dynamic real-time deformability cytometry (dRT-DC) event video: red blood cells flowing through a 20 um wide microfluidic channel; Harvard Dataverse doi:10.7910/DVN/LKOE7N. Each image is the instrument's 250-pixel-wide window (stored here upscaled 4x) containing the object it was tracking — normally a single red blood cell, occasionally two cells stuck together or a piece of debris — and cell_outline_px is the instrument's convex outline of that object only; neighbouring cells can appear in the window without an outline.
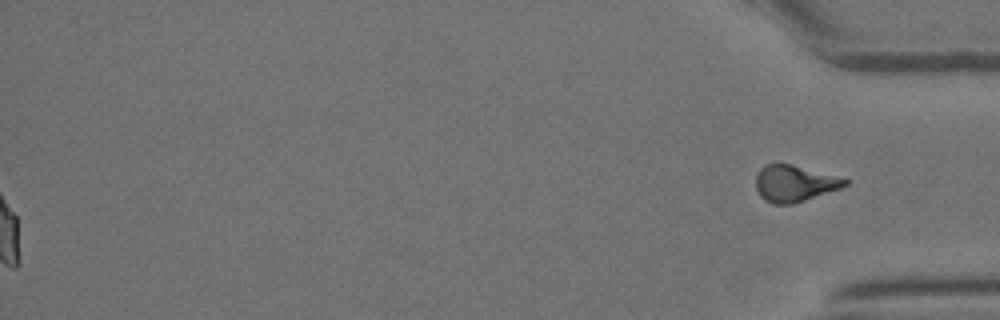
{"species": "Egyptian fruit bat (a non-hibernating species)", "species_latin": "Rousettus aegyptiacus", "temperature_condition": "room temperature", "stored_images_in_passage": 51, "segment_of_instrument_passage": [2, 2], "camera_frame_rate_fps": 3000, "um_per_image_px": 0.085, "animal": {"sex": "female"}, "frame": {"image": 1, "passage_image": 51, "time_ms": 16.667, "image_size_px": [1000, 320], "cell_outline_px": [[848, 184], [840, 188], [792, 204], [772, 204], [764, 200], [760, 196], [756, 188], [756, 176], [760, 168], [764, 164], [792, 164], [848, 180]], "centroid_in_image_um": [67.47, 15.6], "position_along_channel_um": 367.7, "area_um2": 18.61}}